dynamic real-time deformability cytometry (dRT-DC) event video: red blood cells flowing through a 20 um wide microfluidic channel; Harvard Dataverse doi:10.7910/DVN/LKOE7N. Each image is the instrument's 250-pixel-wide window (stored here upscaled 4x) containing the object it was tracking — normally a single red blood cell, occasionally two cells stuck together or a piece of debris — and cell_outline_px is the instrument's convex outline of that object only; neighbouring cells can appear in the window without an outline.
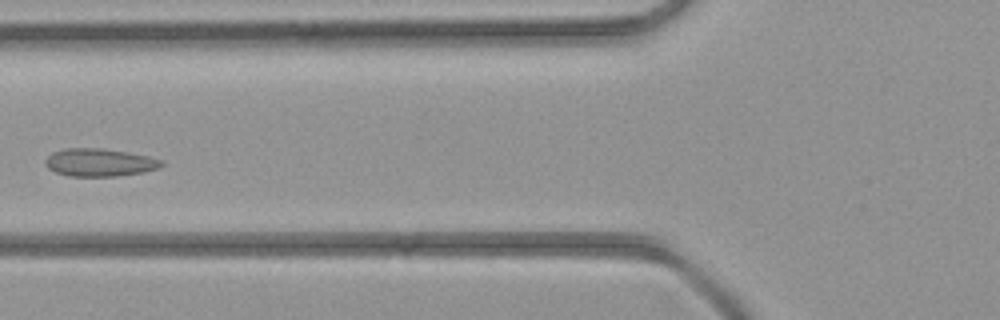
{"species": "common noctule bat (a hibernating species)", "species_latin": "Nyctalus noctula", "temperature_condition": "room temperature", "stored_images_in_passage": 5, "camera_frame_rate_fps": 3000, "um_per_image_px": 0.085, "animal": {"sex": "female", "body_mass_g": 21.9}, "frame": {"image": 1, "passage_image": 5, "time_ms": 4.667, "image_size_px": [1000, 320], "cell_outline_px": [[164, 164], [160, 168], [144, 172], [116, 176], [68, 176], [56, 172], [48, 168], [44, 164], [44, 160], [52, 152], [64, 148], [100, 148], [128, 152], [148, 156], [164, 160]], "centroid_in_image_um": [8.47, 13.8], "position_along_channel_um": 117.3, "area_um2": 19.02}}